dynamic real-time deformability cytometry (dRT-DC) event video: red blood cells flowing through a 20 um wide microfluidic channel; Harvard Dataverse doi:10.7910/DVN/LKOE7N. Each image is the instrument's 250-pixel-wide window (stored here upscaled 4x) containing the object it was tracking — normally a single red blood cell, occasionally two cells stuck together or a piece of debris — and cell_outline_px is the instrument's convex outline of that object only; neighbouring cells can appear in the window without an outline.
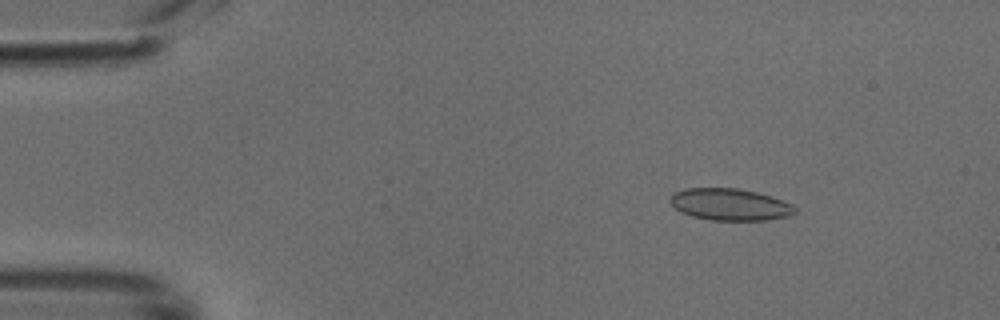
{"species": "common noctule bat (a hibernating species)", "species_latin": "Nyctalus noctula", "temperature_condition": "cold", "stored_images_in_passage": 44, "camera_frame_rate_fps": 3000, "um_per_image_px": 0.085, "animal": {"sex": "male", "body_mass_g": 18.8}, "frame": {"image": 1, "passage_image": 2, "time_ms": 0.333, "image_size_px": [1000, 320], "cell_outline_px": [[796, 212], [788, 216], [768, 220], [712, 220], [692, 216], [680, 212], [668, 200], [672, 192], [684, 188], [736, 188], [756, 192], [772, 196], [792, 204], [796, 208]], "centroid_in_image_um": [62.02, 17.37], "position_along_channel_um": 23.0, "area_um2": 23.29}}
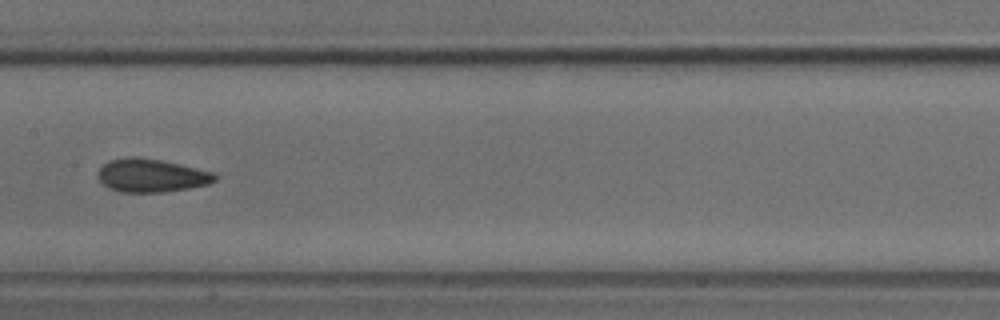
{"frame": {"image": 2, "passage_image": 20, "time_ms": 6.333, "image_size_px": [1000, 320], "cell_outline_px": [[220, 176], [216, 180], [208, 184], [188, 188], [164, 192], [120, 192], [108, 188], [100, 180], [100, 168], [108, 160], [128, 156], [136, 156], [160, 160], [216, 172]], "centroid_in_image_um": [12.91, 14.91], "position_along_channel_um": 194.5, "area_um2": 22.72}}
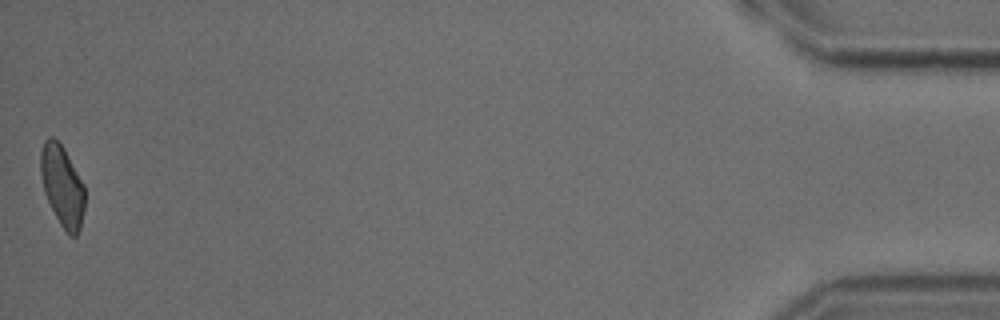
{"frame": {"image": 3, "passage_image": 44, "time_ms": 14.333, "image_size_px": [1000, 320], "cell_outline_px": [[84, 208], [80, 228], [76, 236], [68, 236], [60, 224], [44, 192], [40, 172], [40, 152], [44, 140], [48, 136], [52, 136], [64, 148], [84, 184]], "centroid_in_image_um": [5.28, 15.79], "position_along_channel_um": 429.9, "area_um2": 20.81}}